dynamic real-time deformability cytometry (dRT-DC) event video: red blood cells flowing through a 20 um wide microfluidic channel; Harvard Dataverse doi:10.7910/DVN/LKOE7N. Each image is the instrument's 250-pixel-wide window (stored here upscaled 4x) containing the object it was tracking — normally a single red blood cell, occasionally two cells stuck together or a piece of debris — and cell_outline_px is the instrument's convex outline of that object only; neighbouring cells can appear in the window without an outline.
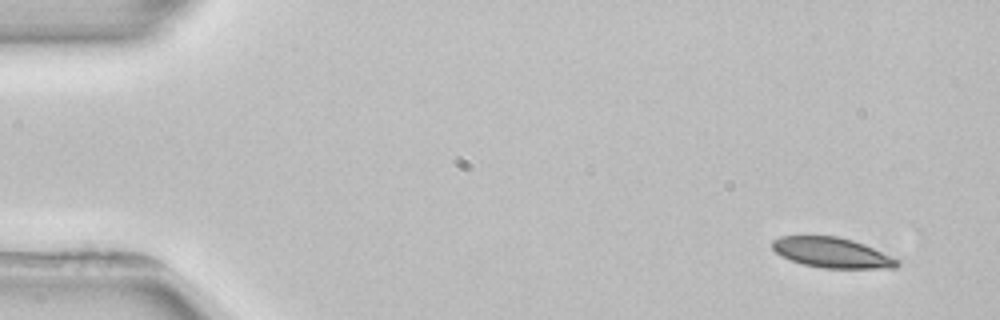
{"species": "common noctule bat (a hibernating species)", "species_latin": "Nyctalus noctula", "temperature_condition": "room temperature", "stored_images_in_passage": 5, "camera_frame_rate_fps": 3000, "um_per_image_px": 0.085, "animal": {"sex": "female", "body_mass_g": 22.7, "forearm_length_mm": 54.2}, "frame": {"image": 1, "passage_image": 1, "time_ms": 0.0, "image_size_px": [1000, 320], "cell_outline_px": [[900, 264], [896, 268], [824, 268], [804, 264], [780, 256], [772, 248], [772, 240], [780, 236], [836, 236], [852, 240], [864, 244], [900, 260]], "centroid_in_image_um": [70.72, 21.47], "position_along_channel_um": 14.3, "area_um2": 21.91}}